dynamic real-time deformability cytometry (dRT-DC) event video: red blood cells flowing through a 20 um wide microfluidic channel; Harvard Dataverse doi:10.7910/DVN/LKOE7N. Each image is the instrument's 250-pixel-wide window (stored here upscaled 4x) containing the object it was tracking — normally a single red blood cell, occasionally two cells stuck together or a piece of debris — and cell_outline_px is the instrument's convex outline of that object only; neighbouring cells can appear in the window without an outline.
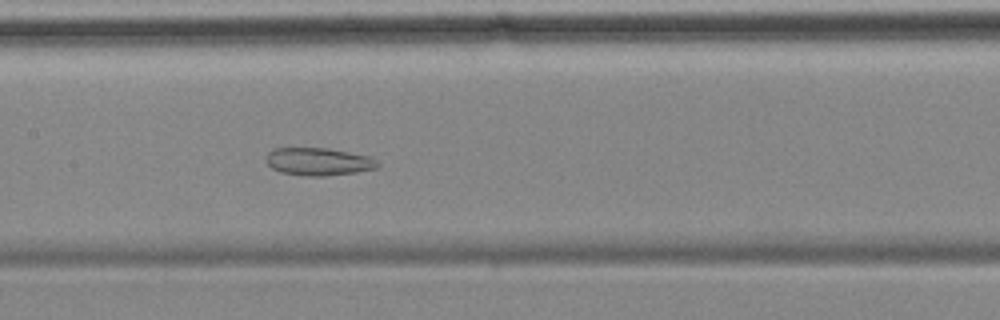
{"species": "common noctule bat (a hibernating species)", "species_latin": "Nyctalus noctula", "temperature_condition": "cold", "stored_images_in_passage": 57, "camera_frame_rate_fps": 3000, "um_per_image_px": 0.085, "animal": {"sex": "female", "body_mass_g": 18.4}, "frame": {"image": 1, "passage_image": 27, "time_ms": 8.667, "image_size_px": [1000, 320], "cell_outline_px": [[380, 164], [376, 168], [356, 172], [324, 176], [304, 176], [280, 172], [272, 168], [264, 160], [264, 156], [272, 148], [328, 148], [368, 156], [376, 160]], "centroid_in_image_um": [27.01, 13.73], "position_along_channel_um": 180.4, "area_um2": 18.09}}
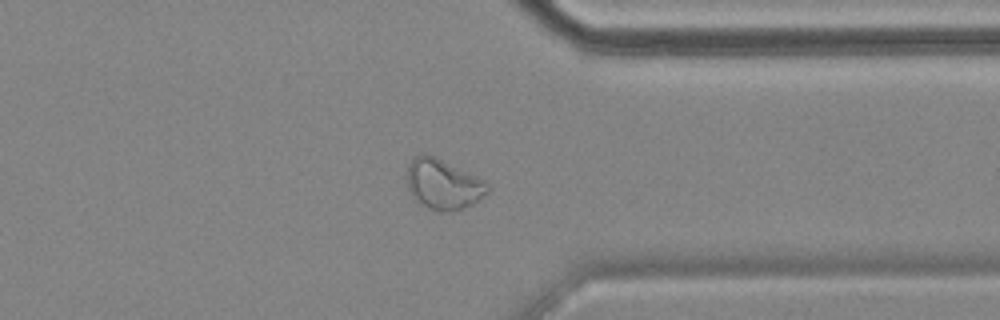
{"frame": {"image": 2, "passage_image": 44, "time_ms": 14.333, "image_size_px": [1000, 320], "cell_outline_px": [[492, 188], [480, 200], [464, 208], [448, 212], [440, 212], [416, 204], [408, 188], [408, 164], [416, 156], [432, 156], [476, 176], [484, 180]], "centroid_in_image_um": [37.69, 15.73], "position_along_channel_um": 373.7, "area_um2": 23.35}}
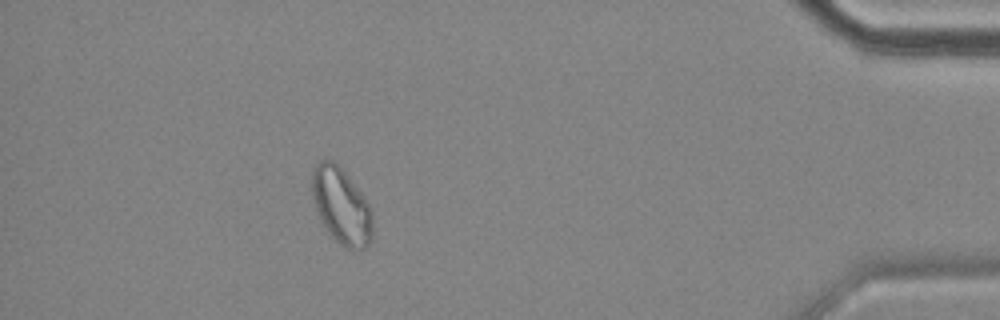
{"frame": {"image": 3, "passage_image": 51, "time_ms": 16.667, "image_size_px": [1000, 320], "cell_outline_px": [[372, 240], [360, 252], [344, 248], [328, 232], [316, 208], [312, 196], [312, 172], [316, 164], [324, 156], [332, 160], [344, 172], [360, 192], [372, 208]], "centroid_in_image_um": [29.03, 17.52], "position_along_channel_um": 406.2, "area_um2": 26.88}, "authors_computed_cell_mechanics": {"area_um2": 25.5476, "velocity_mm_per_s": 3.4815, "shape_relaxation_time_tau1_ms": null, "shape_relaxation_time_tau2_ms": 2.7787, "deformation_change_tau1": null, "deformation_change_tau2": 0.0892}}